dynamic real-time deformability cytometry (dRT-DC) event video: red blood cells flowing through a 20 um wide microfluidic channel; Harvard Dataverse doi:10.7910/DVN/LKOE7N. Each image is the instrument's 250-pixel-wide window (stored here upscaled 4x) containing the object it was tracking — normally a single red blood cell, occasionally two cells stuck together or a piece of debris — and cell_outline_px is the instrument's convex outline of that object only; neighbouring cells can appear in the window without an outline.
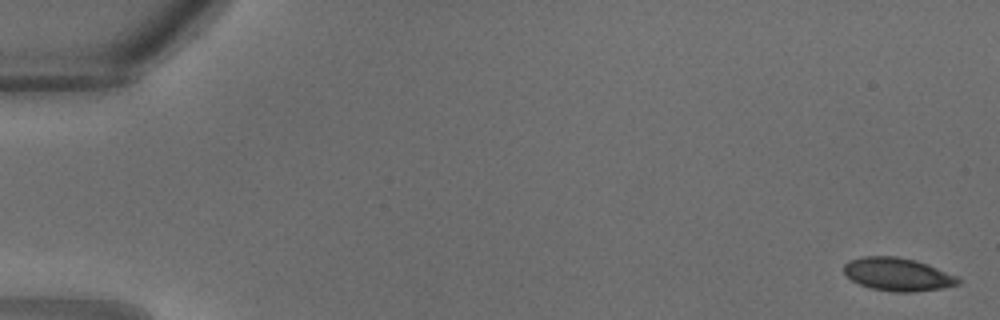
{"species": "common noctule bat (a hibernating species)", "species_latin": "Nyctalus noctula", "temperature_condition": "warm", "stored_images_in_passage": 33, "camera_frame_rate_fps": 3000, "um_per_image_px": 0.085, "animal": {"sex": "male", "body_mass_g": 18.8}, "frame": {"image": 1, "passage_image": 1, "time_ms": 0.0, "image_size_px": [1000, 320], "cell_outline_px": [[960, 284], [944, 288], [916, 292], [892, 292], [872, 288], [860, 284], [852, 280], [844, 272], [844, 264], [848, 260], [860, 256], [896, 256], [916, 260], [928, 264], [956, 276], [960, 280]], "centroid_in_image_um": [76.31, 23.31], "position_along_channel_um": 8.7, "area_um2": 22.14}}
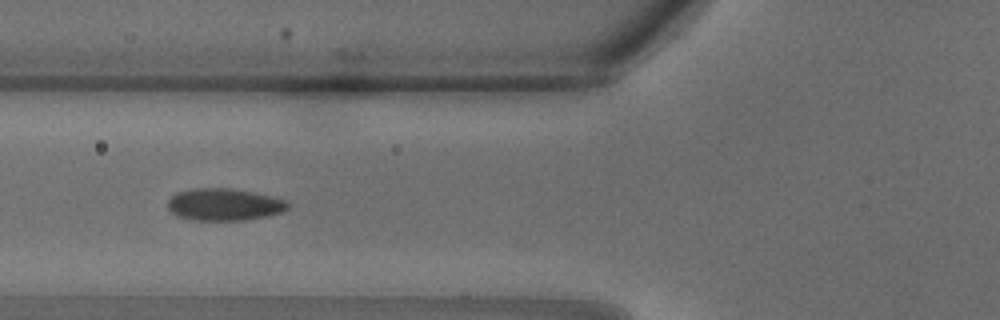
{"frame": {"image": 2, "passage_image": 13, "time_ms": 4.0, "image_size_px": [1000, 320], "cell_outline_px": [[292, 204], [284, 212], [244, 220], [192, 220], [176, 216], [168, 208], [168, 200], [176, 192], [192, 188], [228, 188], [252, 192], [272, 196], [288, 200]], "centroid_in_image_um": [19.07, 17.38], "position_along_channel_um": 106.7, "area_um2": 22.66}}
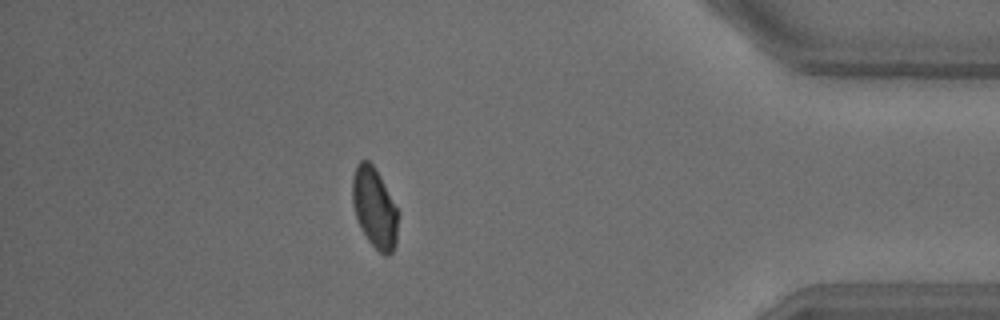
{"frame": {"image": 3, "passage_image": 29, "time_ms": 9.333, "image_size_px": [1000, 320], "cell_outline_px": [[400, 212], [396, 244], [392, 252], [388, 256], [384, 256], [368, 240], [356, 216], [352, 204], [352, 176], [356, 164], [360, 160], [368, 160], [376, 168]], "centroid_in_image_um": [31.86, 17.65], "position_along_channel_um": 403.3, "area_um2": 21.73}}